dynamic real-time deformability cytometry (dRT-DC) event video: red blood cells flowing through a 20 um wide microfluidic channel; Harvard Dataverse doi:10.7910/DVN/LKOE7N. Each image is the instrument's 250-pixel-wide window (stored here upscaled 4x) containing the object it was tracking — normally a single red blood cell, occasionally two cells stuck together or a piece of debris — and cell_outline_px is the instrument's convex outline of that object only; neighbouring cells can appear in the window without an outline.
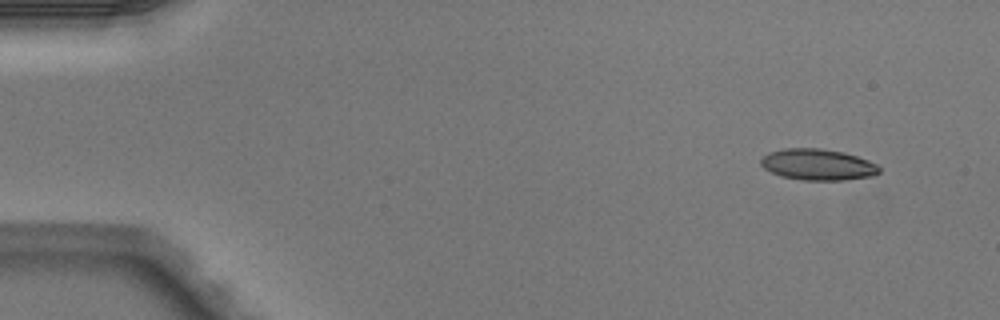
{"species": "Egyptian fruit bat (a non-hibernating species)", "species_latin": "Rousettus aegyptiacus", "temperature_condition": "warm", "stored_images_in_passage": 4, "camera_frame_rate_fps": 3000, "um_per_image_px": 0.085, "animal": {"sex": "male"}, "frame": {"image": 1, "passage_image": 2, "time_ms": 0.333, "image_size_px": [1000, 320], "cell_outline_px": [[880, 172], [872, 176], [844, 180], [804, 180], [780, 176], [764, 168], [760, 164], [760, 160], [768, 152], [784, 148], [820, 148], [844, 152], [868, 160], [876, 164], [880, 168]], "centroid_in_image_um": [69.5, 13.98], "position_along_channel_um": 15.5, "area_um2": 21.56}}